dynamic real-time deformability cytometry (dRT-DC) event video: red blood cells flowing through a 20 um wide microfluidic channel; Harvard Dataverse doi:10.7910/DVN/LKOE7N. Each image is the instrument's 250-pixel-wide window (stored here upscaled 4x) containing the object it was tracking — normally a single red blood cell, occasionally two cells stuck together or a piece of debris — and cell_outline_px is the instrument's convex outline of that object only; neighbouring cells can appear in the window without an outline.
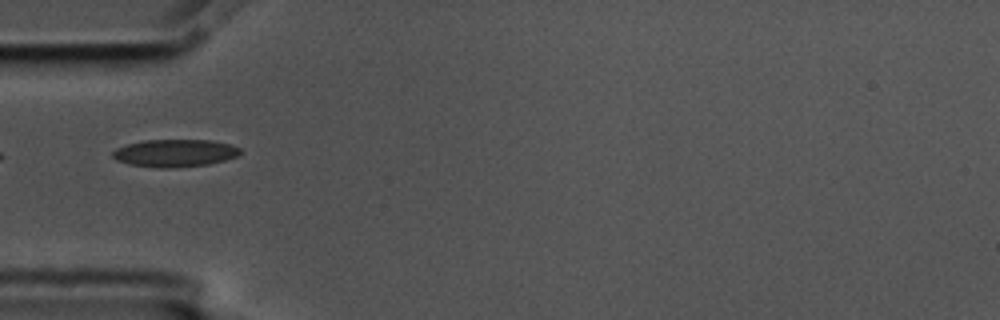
{"species": "common noctule bat (a hibernating species)", "species_latin": "Nyctalus noctula", "temperature_condition": "cold", "stored_images_in_passage": 3, "camera_frame_rate_fps": 3000, "um_per_image_px": 0.085, "animal": {"sex": "male", "body_mass_g": 17.5, "forearm_length_mm": 52.3}, "frame": {"image": 1, "passage_image": 1, "time_ms": 0.0, "image_size_px": [1000, 320], "cell_outline_px": [[240, 152], [236, 156], [224, 160], [208, 164], [176, 168], [160, 168], [128, 164], [116, 160], [112, 156], [112, 152], [116, 148], [128, 144], [144, 140], [212, 140], [232, 144], [240, 148]], "centroid_in_image_um": [14.85, 13.01], "position_along_channel_um": 70.1, "area_um2": 20.52}}